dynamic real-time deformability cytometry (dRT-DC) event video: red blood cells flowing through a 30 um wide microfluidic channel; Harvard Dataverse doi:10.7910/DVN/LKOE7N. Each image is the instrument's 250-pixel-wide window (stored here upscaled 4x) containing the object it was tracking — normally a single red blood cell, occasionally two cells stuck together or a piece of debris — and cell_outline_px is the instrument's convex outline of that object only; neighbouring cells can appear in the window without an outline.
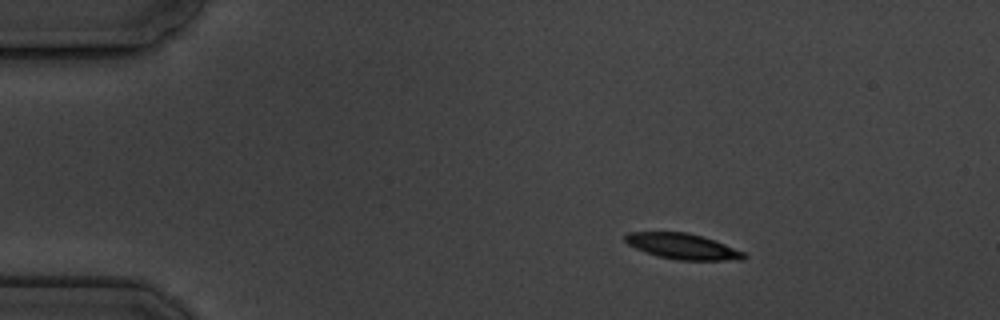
{"species": "common noctule bat (a hibernating species)", "species_latin": "Nyctalus noctula", "temperature_condition": "cold", "stored_images_in_passage": 5, "camera_frame_rate_fps": 3000, "um_per_image_px": 0.085, "animal": {"sex": "male", "body_mass_g": 19.5, "forearm_length_mm": 54.6}, "frame": {"image": 1, "passage_image": 2, "time_ms": 1.333, "image_size_px": [1000, 320], "cell_outline_px": [[748, 256], [744, 260], [676, 260], [660, 256], [636, 248], [628, 244], [624, 240], [624, 236], [628, 232], [688, 232], [716, 240], [744, 252]], "centroid_in_image_um": [58.07, 20.93], "position_along_channel_um": 26.9, "area_um2": 17.74}}
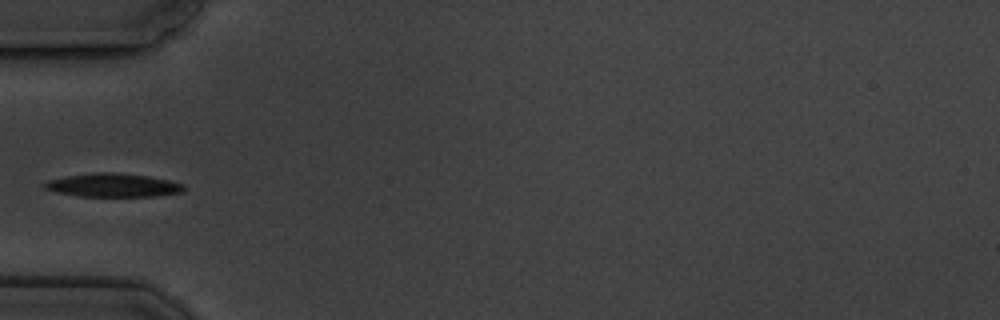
{"frame": {"image": 2, "passage_image": 5, "time_ms": 4.667, "image_size_px": [1000, 320], "cell_outline_px": [[184, 192], [152, 196], [76, 196], [56, 192], [44, 188], [40, 184], [48, 180], [64, 176], [92, 172], [112, 172], [148, 176], [168, 180], [184, 184]], "centroid_in_image_um": [9.54, 15.73], "position_along_channel_um": 75.5, "area_um2": 19.19}}